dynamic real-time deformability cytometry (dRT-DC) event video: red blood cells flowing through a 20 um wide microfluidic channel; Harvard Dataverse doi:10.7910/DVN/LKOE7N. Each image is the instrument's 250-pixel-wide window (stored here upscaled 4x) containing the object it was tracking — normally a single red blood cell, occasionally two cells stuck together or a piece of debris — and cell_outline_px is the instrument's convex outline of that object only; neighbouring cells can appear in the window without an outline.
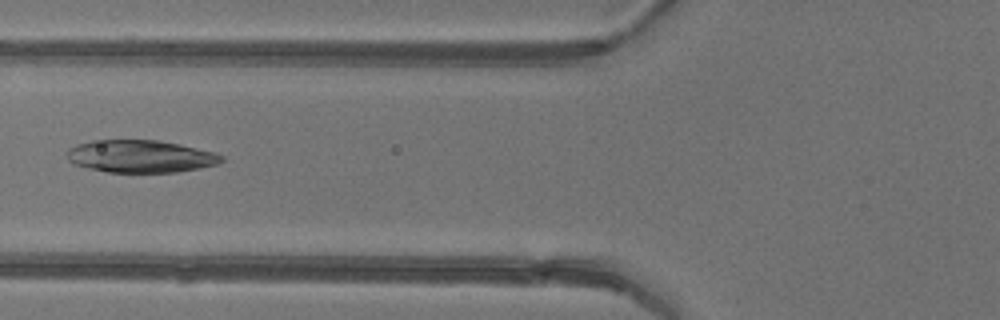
{"species": "common noctule bat (a hibernating species)", "species_latin": "Nyctalus noctula", "temperature_condition": "warm", "stored_images_in_passage": 3, "camera_frame_rate_fps": 3000, "um_per_image_px": 0.085, "animal": {"sex": "female"}, "frame": {"image": 1, "passage_image": 2, "time_ms": 1.333, "image_size_px": [1000, 320], "cell_outline_px": [[224, 160], [216, 164], [200, 168], [176, 172], [108, 172], [88, 168], [72, 164], [68, 160], [64, 152], [68, 148], [76, 144], [92, 140], [160, 140], [180, 144], [216, 152], [224, 156]], "centroid_in_image_um": [11.91, 13.28], "position_along_channel_um": 113.9, "area_um2": 29.59}}
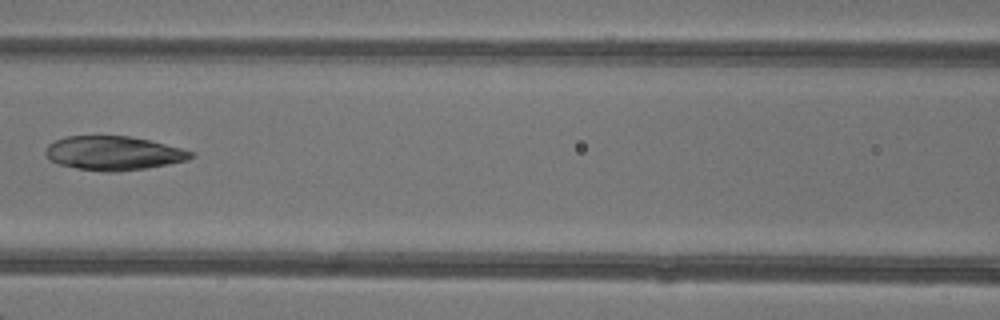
{"frame": {"image": 2, "passage_image": 3, "time_ms": 2.333, "image_size_px": [1000, 320], "cell_outline_px": [[196, 156], [188, 160], [168, 164], [144, 168], [116, 172], [108, 172], [76, 168], [60, 164], [52, 160], [44, 152], [44, 148], [48, 144], [64, 136], [128, 136], [148, 140], [196, 152]], "centroid_in_image_um": [9.66, 13.01], "position_along_channel_um": 156.9, "area_um2": 28.67}}